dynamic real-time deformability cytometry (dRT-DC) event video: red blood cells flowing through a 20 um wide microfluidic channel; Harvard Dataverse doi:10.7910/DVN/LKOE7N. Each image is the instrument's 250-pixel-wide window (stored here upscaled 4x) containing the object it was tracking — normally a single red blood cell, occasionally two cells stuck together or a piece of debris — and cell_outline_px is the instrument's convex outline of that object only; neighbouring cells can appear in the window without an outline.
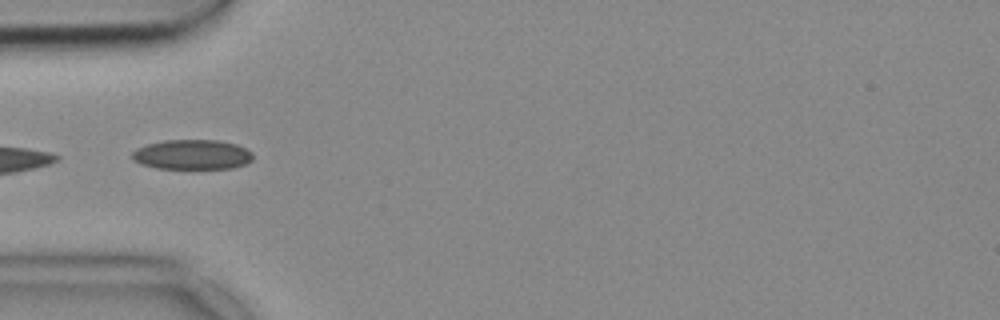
{"species": "common noctule bat (a hibernating species)", "species_latin": "Nyctalus noctula", "temperature_condition": "cold", "stored_images_in_passage": 23, "camera_frame_rate_fps": 3000, "um_per_image_px": 0.085, "animal": {"sex": "female", "body_mass_g": 18.4}, "frame": {"image": 1, "passage_image": 1, "time_ms": 0.0, "image_size_px": [1000, 320], "cell_outline_px": [[252, 160], [244, 164], [232, 168], [156, 168], [140, 164], [132, 160], [132, 152], [136, 148], [148, 144], [164, 140], [216, 140], [236, 144], [252, 152]], "centroid_in_image_um": [16.3, 13.14], "position_along_channel_um": 68.7, "area_um2": 20.92}}
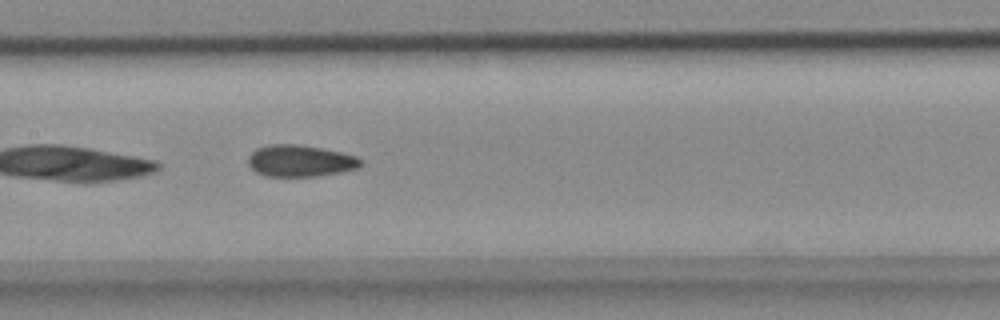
{"frame": {"image": 2, "passage_image": 10, "time_ms": 3.0, "image_size_px": [1000, 320], "cell_outline_px": [[364, 164], [360, 168], [340, 172], [316, 176], [264, 176], [256, 172], [248, 164], [248, 156], [256, 148], [268, 144], [296, 144], [320, 148], [340, 152], [356, 156], [364, 160]], "centroid_in_image_um": [25.53, 13.67], "position_along_channel_um": 181.9, "area_um2": 20.92}}
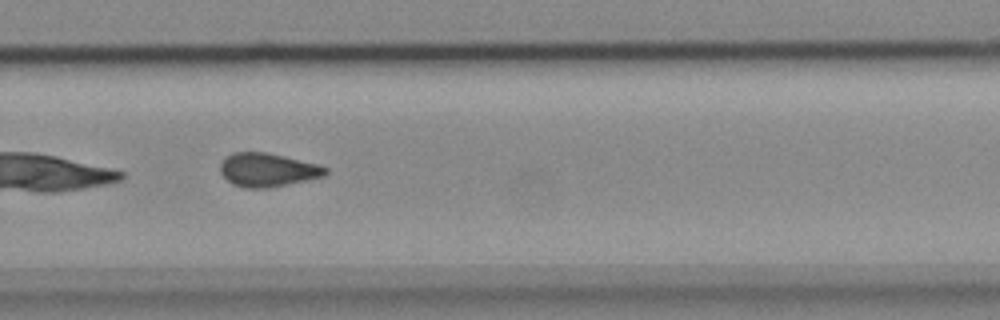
{"frame": {"image": 3, "passage_image": 20, "time_ms": 6.333, "image_size_px": [1000, 320], "cell_outline_px": [[328, 172], [324, 176], [272, 188], [244, 188], [232, 184], [220, 172], [220, 164], [224, 156], [232, 152], [268, 152], [320, 164], [328, 168]], "centroid_in_image_um": [22.75, 14.43], "position_along_channel_um": 307.0, "area_um2": 20.98}}